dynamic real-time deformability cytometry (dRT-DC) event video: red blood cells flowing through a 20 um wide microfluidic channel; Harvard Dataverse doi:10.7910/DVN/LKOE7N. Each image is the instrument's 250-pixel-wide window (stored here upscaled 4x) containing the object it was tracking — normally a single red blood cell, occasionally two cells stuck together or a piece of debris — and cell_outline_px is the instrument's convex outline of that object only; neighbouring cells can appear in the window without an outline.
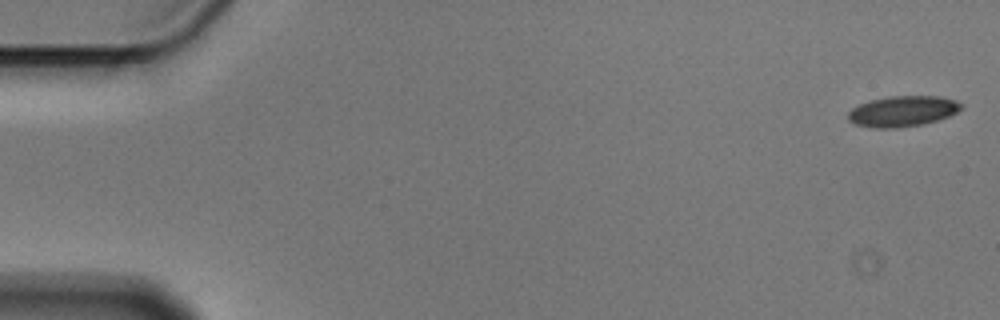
{"species": "Egyptian fruit bat (a non-hibernating species)", "species_latin": "Rousettus aegyptiacus", "temperature_condition": "cold", "stored_images_in_passage": 5, "camera_frame_rate_fps": 3000, "um_per_image_px": 0.085, "animal": {"sex": "male"}, "frame": {"image": 1, "passage_image": 1, "time_ms": 0.0, "image_size_px": [1000, 320], "cell_outline_px": [[964, 108], [948, 116], [936, 120], [920, 124], [896, 128], [872, 128], [856, 124], [848, 120], [848, 112], [852, 108], [860, 104], [872, 100], [892, 96], [940, 96], [956, 100], [964, 104]], "centroid_in_image_um": [76.75, 9.45], "position_along_channel_um": 8.3, "area_um2": 20.11}}
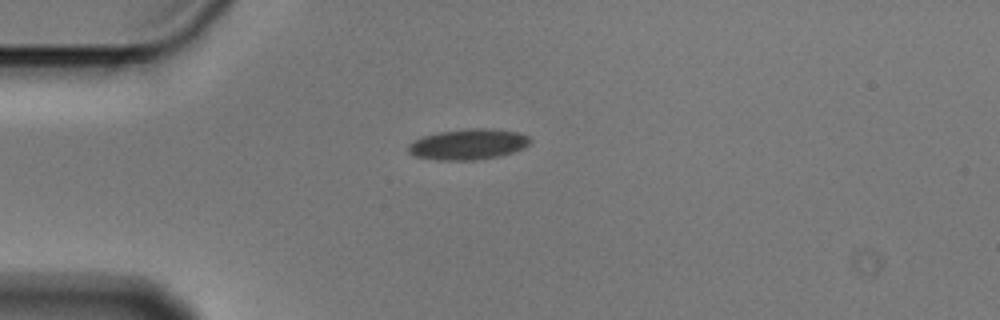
{"frame": {"image": 2, "passage_image": 4, "time_ms": 1.0, "image_size_px": [1000, 320], "cell_outline_px": [[532, 140], [524, 148], [500, 156], [476, 160], [436, 160], [416, 156], [408, 152], [408, 144], [424, 136], [436, 132], [468, 128], [492, 128], [516, 132], [528, 136]], "centroid_in_image_um": [39.8, 12.26], "position_along_channel_um": 45.2, "area_um2": 21.85}}